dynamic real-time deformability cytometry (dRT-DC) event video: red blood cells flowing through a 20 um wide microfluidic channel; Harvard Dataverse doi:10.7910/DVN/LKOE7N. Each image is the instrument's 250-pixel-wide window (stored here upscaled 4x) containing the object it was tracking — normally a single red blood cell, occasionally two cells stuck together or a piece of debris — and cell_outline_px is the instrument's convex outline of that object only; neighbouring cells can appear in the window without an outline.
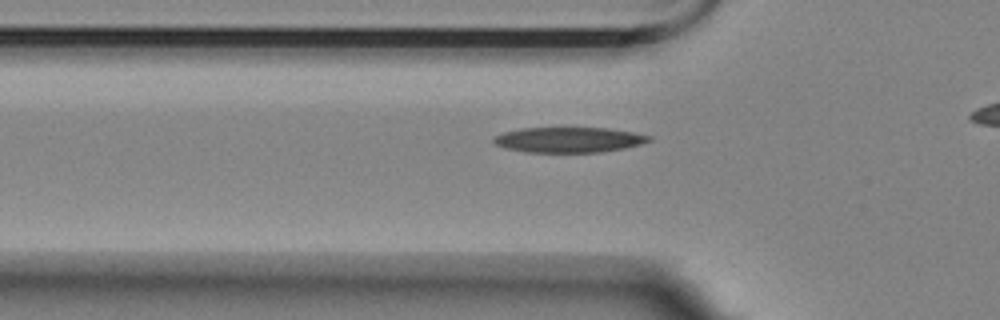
{"species": "Egyptian fruit bat (a non-hibernating species)", "species_latin": "Rousettus aegyptiacus", "temperature_condition": "room temperature", "stored_images_in_passage": 42, "camera_frame_rate_fps": 3000, "um_per_image_px": 0.085, "animal": {"sex": "female"}, "frame": {"image": 1, "passage_image": 12, "time_ms": 3.667, "image_size_px": [1000, 320], "cell_outline_px": [[652, 140], [640, 144], [624, 148], [600, 152], [524, 152], [504, 148], [496, 144], [492, 140], [492, 136], [504, 132], [524, 128], [608, 128], [632, 132], [652, 136]], "centroid_in_image_um": [48.32, 11.88], "position_along_channel_um": 77.5, "area_um2": 22.89}}
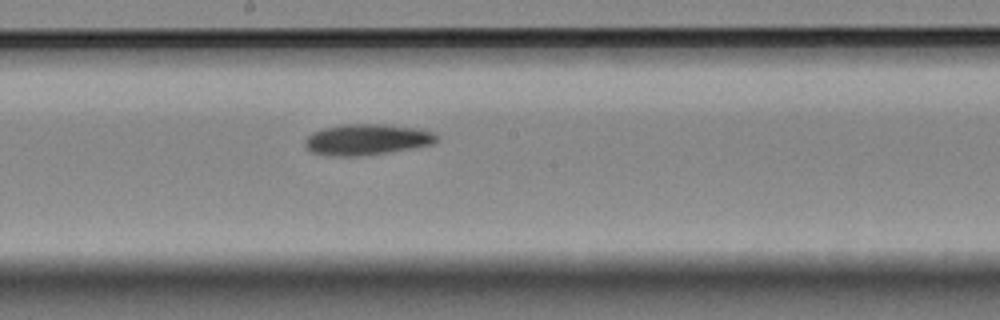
{"frame": {"image": 2, "passage_image": 24, "time_ms": 7.667, "image_size_px": [1000, 320], "cell_outline_px": [[436, 140], [432, 144], [388, 152], [356, 156], [332, 156], [312, 152], [304, 144], [304, 140], [312, 132], [324, 128], [344, 124], [384, 124], [420, 128], [432, 132], [436, 136]], "centroid_in_image_um": [31.15, 11.85], "position_along_channel_um": 217.0, "area_um2": 23.52}}
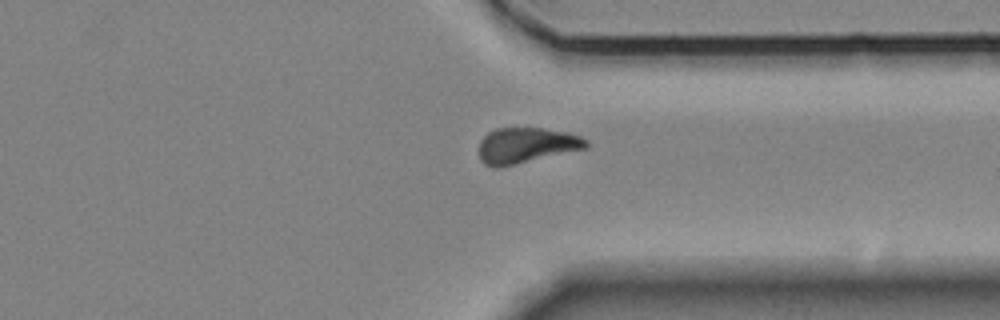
{"frame": {"image": 3, "passage_image": 37, "time_ms": 12.0, "image_size_px": [1000, 320], "cell_outline_px": [[588, 148], [500, 168], [492, 168], [484, 164], [480, 160], [480, 140], [488, 132], [496, 128], [544, 128], [568, 132], [580, 136], [588, 140]], "centroid_in_image_um": [44.74, 12.37], "position_along_channel_um": 366.7, "area_um2": 22.54}, "authors_computed_cell_mechanics": {"area_um2": 22.9466, "velocity_mm_per_s": 3.4619, "shape_relaxation_time_tau1_ms": 7.1964, "shape_relaxation_time_tau2_ms": null, "deformation_change_tau1": 0.1869, "deformation_change_tau2": null}}